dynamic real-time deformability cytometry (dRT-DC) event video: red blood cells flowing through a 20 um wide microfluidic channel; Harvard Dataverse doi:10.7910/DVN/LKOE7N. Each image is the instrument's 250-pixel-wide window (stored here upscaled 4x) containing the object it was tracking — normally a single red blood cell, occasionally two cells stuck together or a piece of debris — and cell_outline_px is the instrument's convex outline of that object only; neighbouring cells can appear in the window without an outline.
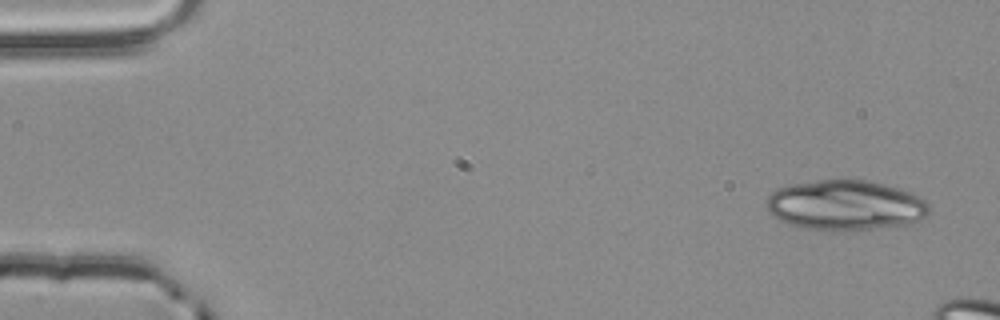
{"species": "common noctule bat (a hibernating species)", "species_latin": "Nyctalus noctula", "temperature_condition": "room temperature", "stored_images_in_passage": 3, "camera_frame_rate_fps": 3000, "um_per_image_px": 0.085, "animal": {"sex": "male", "body_mass_g": 20.4}, "frame": {"image": 1, "passage_image": 1, "time_ms": 0.0, "image_size_px": [1000, 320], "cell_outline_px": [[932, 212], [920, 220], [912, 224], [836, 232], [800, 228], [788, 224], [772, 216], [768, 212], [764, 204], [768, 196], [776, 188], [788, 184], [820, 180], [864, 180], [884, 184], [900, 188], [912, 192], [920, 196], [928, 204]], "centroid_in_image_um": [71.84, 17.46], "position_along_channel_um": 13.2, "area_um2": 48.44}}